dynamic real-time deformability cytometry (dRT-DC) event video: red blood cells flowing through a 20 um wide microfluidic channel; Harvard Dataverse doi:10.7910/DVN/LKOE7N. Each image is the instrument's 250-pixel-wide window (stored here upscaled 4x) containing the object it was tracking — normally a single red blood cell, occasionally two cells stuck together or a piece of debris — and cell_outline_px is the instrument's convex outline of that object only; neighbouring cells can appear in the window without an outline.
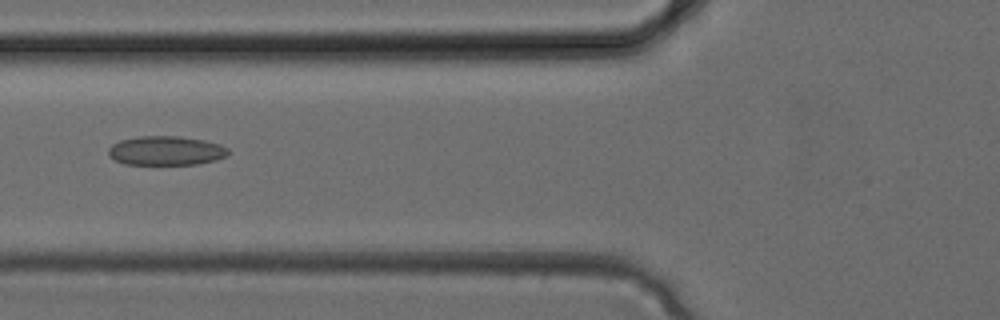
{"species": "common noctule bat (a hibernating species)", "species_latin": "Nyctalus noctula", "temperature_condition": "cold", "stored_images_in_passage": 33, "camera_frame_rate_fps": 3000, "um_per_image_px": 0.085, "animal": {"sex": "female", "body_mass_g": 24.6, "forearm_length_mm": 56.2}, "frame": {"image": 1, "passage_image": 12, "time_ms": 3.667, "image_size_px": [1000, 320], "cell_outline_px": [[228, 152], [224, 156], [216, 160], [196, 164], [124, 164], [108, 156], [108, 148], [112, 144], [120, 140], [140, 136], [180, 136], [204, 140], [220, 144], [228, 148]], "centroid_in_image_um": [14.08, 12.8], "position_along_channel_um": 111.7, "area_um2": 20.35}}
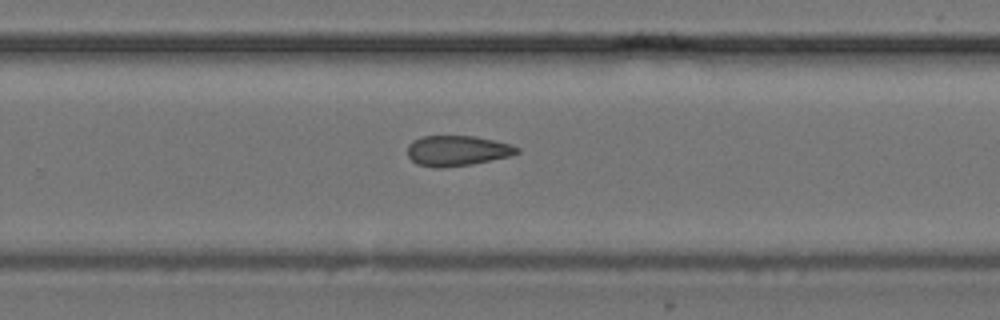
{"frame": {"image": 2, "passage_image": 21, "time_ms": 6.667, "image_size_px": [1000, 320], "cell_outline_px": [[520, 152], [512, 156], [472, 164], [440, 168], [436, 168], [416, 164], [408, 156], [408, 144], [412, 140], [424, 136], [476, 136], [508, 144], [520, 148]], "centroid_in_image_um": [38.85, 12.81], "position_along_channel_um": 290.9, "area_um2": 19.42}}
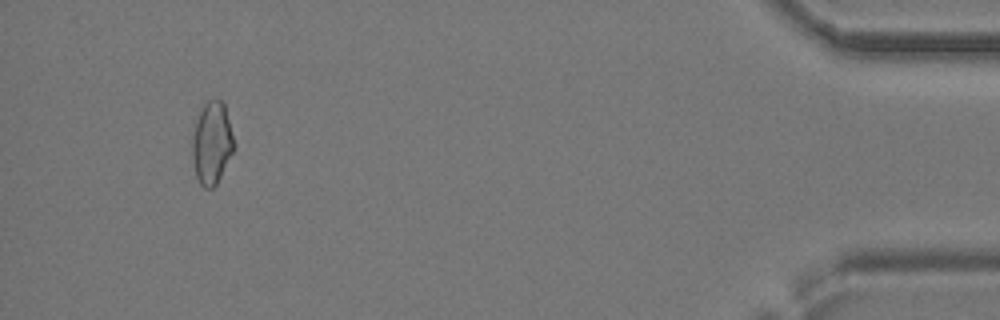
{"frame": {"image": 3, "passage_image": 31, "time_ms": 10.0, "image_size_px": [1000, 320], "cell_outline_px": [[232, 152], [216, 184], [212, 188], [204, 188], [200, 184], [196, 176], [192, 156], [192, 136], [200, 112], [204, 104], [208, 100], [216, 96], [224, 104], [232, 136]], "centroid_in_image_um": [17.97, 12.14], "position_along_channel_um": 417.2, "area_um2": 19.42}}